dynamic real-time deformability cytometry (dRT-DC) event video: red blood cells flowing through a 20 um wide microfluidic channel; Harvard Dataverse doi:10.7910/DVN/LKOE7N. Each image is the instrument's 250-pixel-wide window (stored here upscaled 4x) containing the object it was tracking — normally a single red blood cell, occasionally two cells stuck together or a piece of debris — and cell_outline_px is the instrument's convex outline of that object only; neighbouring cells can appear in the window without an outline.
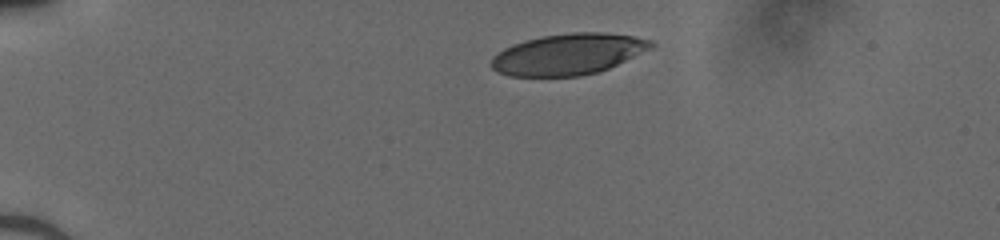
{"species": "human", "species_latin": "Homo sapiens", "temperature_condition": "cold", "stored_images_in_passage": 34, "camera_frame_rate_fps": 3000, "um_per_image_px": 0.085, "donor": {"sex": "male"}, "frame": {"image": 1, "passage_image": 1, "time_ms": 0.0, "image_size_px": [1000, 240], "cell_outline_px": [[656, 44], [652, 48], [608, 68], [596, 72], [580, 76], [508, 76], [492, 68], [492, 60], [504, 48], [512, 44], [524, 40], [544, 36], [572, 32], [604, 32], [632, 36], [652, 40]], "centroid_in_image_um": [48.33, 4.6], "position_along_channel_um": 36.7, "area_um2": 37.92}}
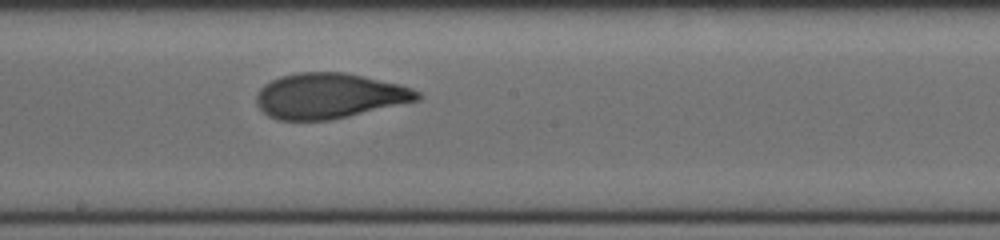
{"frame": {"image": 2, "passage_image": 19, "time_ms": 6.0, "image_size_px": [1000, 240], "cell_outline_px": [[424, 96], [420, 100], [348, 116], [328, 120], [276, 120], [268, 116], [256, 104], [256, 96], [260, 88], [264, 84], [280, 76], [296, 72], [344, 72], [400, 84], [412, 88], [420, 92]], "centroid_in_image_um": [27.99, 8.14], "position_along_channel_um": 220.2, "area_um2": 42.66}}
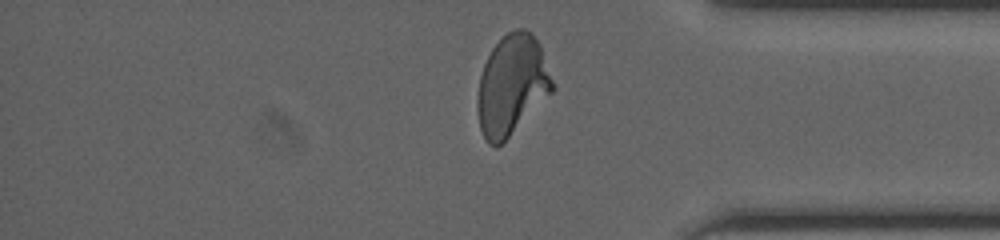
{"frame": {"image": 3, "passage_image": 32, "time_ms": 10.333, "image_size_px": [1000, 240], "cell_outline_px": [[556, 88], [496, 148], [488, 144], [480, 128], [476, 108], [476, 100], [480, 76], [484, 64], [492, 48], [508, 32], [516, 28], [524, 28], [532, 32], [540, 44]], "centroid_in_image_um": [43.5, 7.21], "position_along_channel_um": 391.7, "area_um2": 43.52}}